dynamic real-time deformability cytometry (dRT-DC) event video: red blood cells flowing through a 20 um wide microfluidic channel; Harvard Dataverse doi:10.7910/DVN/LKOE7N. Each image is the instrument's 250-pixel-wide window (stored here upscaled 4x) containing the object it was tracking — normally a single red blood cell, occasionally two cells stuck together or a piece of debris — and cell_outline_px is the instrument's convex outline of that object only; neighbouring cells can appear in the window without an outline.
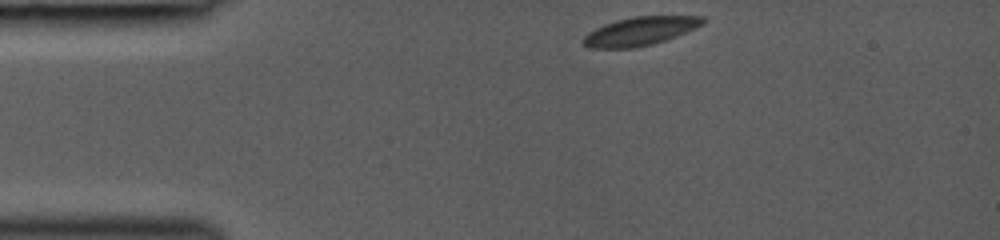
{"species": "common noctule bat (a hibernating species)", "species_latin": "Nyctalus noctula", "temperature_condition": "room temperature", "stored_images_in_passage": 47, "camera_frame_rate_fps": 3000, "um_per_image_px": 0.085, "animal": {"sex": "female", "body_mass_g": 19.0, "forearm_length_mm": 53.3}, "frame": {"image": 1, "passage_image": 1, "time_ms": 0.0, "image_size_px": [1000, 240], "cell_outline_px": [[704, 24], [676, 36], [652, 44], [636, 48], [588, 48], [580, 40], [588, 32], [604, 24], [616, 20], [632, 16], [704, 16]], "centroid_in_image_um": [54.37, 2.65], "position_along_channel_um": 30.6, "area_um2": 19.88}}
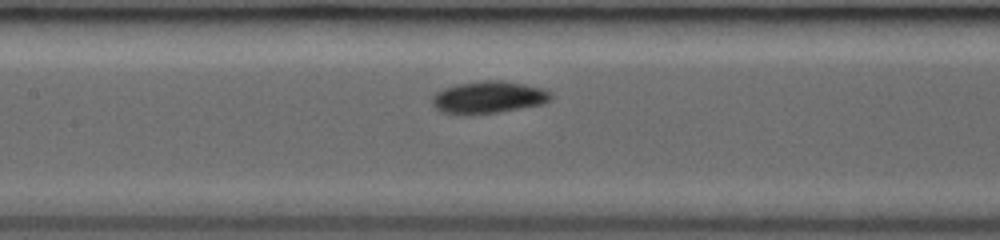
{"frame": {"image": 2, "passage_image": 18, "time_ms": 4.333, "image_size_px": [1000, 240], "cell_outline_px": [[552, 100], [544, 104], [496, 112], [468, 116], [440, 112], [432, 104], [432, 96], [436, 92], [444, 88], [456, 84], [484, 80], [500, 80], [524, 84], [544, 88], [552, 92]], "centroid_in_image_um": [41.52, 8.28], "position_along_channel_um": 165.9, "area_um2": 22.66}}
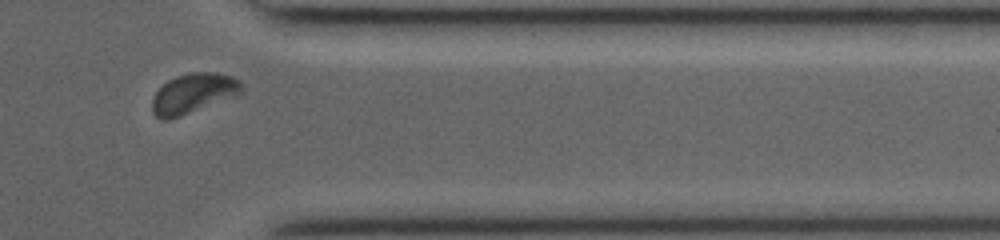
{"frame": {"image": 3, "passage_image": 40, "time_ms": 9.667, "image_size_px": [1000, 240], "cell_outline_px": [[244, 88], [236, 96], [180, 116], [168, 120], [160, 120], [152, 112], [152, 100], [156, 92], [168, 80], [176, 76], [188, 72], [216, 72], [232, 76], [240, 80], [244, 84]], "centroid_in_image_um": [16.45, 7.93], "position_along_channel_um": 395.0, "area_um2": 20.92}}